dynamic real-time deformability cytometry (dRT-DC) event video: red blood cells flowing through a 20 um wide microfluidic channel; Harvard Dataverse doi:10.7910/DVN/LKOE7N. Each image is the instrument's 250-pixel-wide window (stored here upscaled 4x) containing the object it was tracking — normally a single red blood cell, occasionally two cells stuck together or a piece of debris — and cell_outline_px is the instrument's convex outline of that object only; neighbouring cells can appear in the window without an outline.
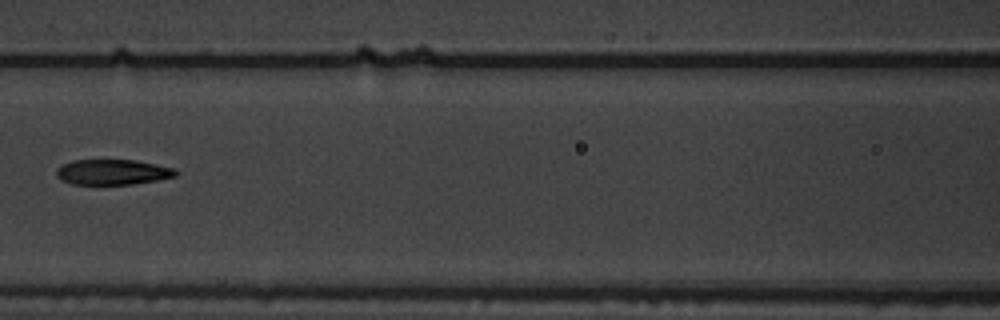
{"species": "common noctule bat (a hibernating species)", "species_latin": "Nyctalus noctula", "temperature_condition": "warm", "stored_images_in_passage": 15, "camera_frame_rate_fps": 3000, "um_per_image_px": 0.085, "animal": {"sex": "male", "body_mass_g": 19.5, "forearm_length_mm": 54.6}, "frame": {"image": 1, "passage_image": 7, "time_ms": 2.0, "image_size_px": [1000, 320], "cell_outline_px": [[180, 172], [176, 176], [156, 180], [132, 184], [72, 184], [60, 180], [56, 176], [56, 168], [72, 160], [136, 160], [176, 168]], "centroid_in_image_um": [9.58, 14.62], "position_along_channel_um": 157.0, "area_um2": 17.74}}
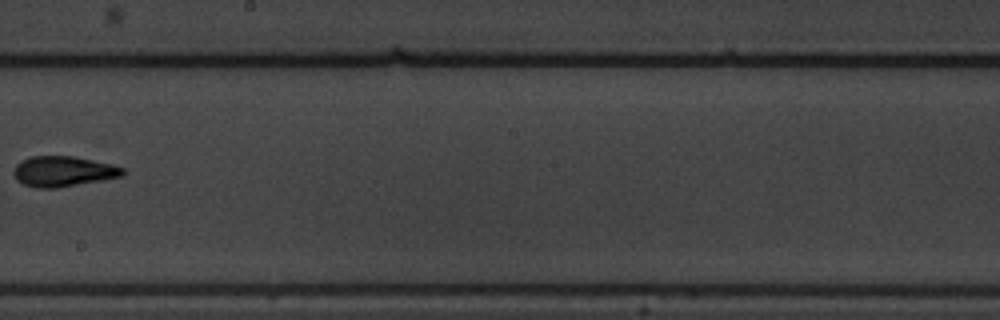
{"frame": {"image": 2, "passage_image": 9, "time_ms": 2.667, "image_size_px": [1000, 320], "cell_outline_px": [[124, 176], [56, 188], [36, 188], [24, 184], [16, 180], [12, 172], [16, 164], [20, 160], [32, 156], [72, 156], [112, 164], [124, 168]], "centroid_in_image_um": [5.34, 14.56], "position_along_channel_um": 242.9, "area_um2": 19.36}}
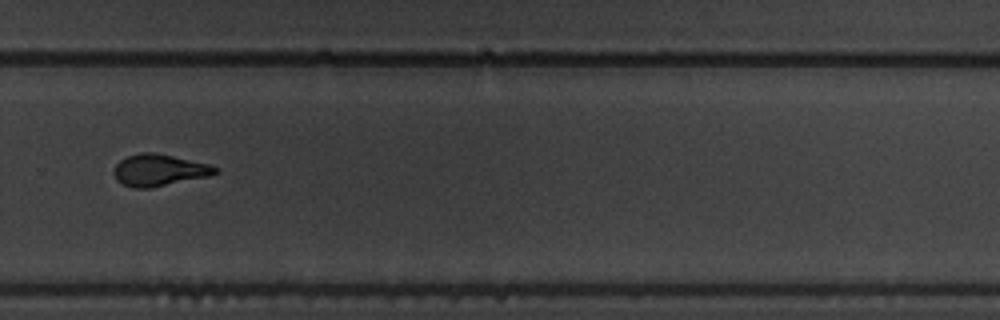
{"frame": {"image": 3, "passage_image": 11, "time_ms": 3.333, "image_size_px": [1000, 320], "cell_outline_px": [[220, 172], [208, 176], [148, 188], [132, 188], [116, 180], [112, 172], [116, 164], [120, 160], [128, 156], [140, 152], [156, 152], [208, 164], [220, 168]], "centroid_in_image_um": [13.51, 14.45], "position_along_channel_um": 316.3, "area_um2": 18.73}}